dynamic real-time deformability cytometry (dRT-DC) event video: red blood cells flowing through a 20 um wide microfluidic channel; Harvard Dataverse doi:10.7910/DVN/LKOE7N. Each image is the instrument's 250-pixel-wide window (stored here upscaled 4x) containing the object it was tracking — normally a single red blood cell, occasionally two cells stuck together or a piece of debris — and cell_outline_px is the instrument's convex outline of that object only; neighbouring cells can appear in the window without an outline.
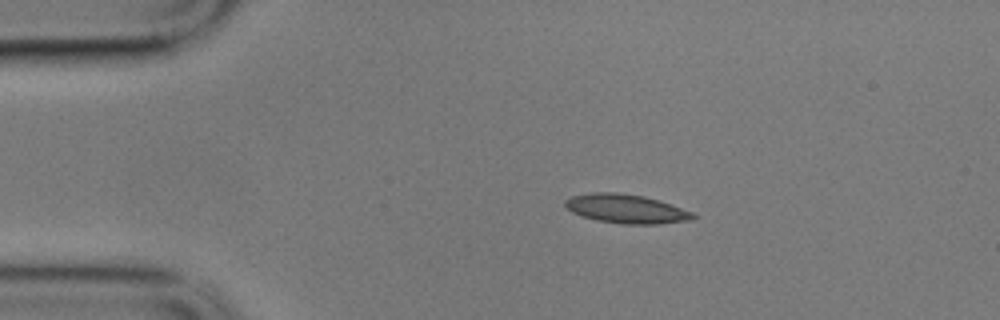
{"species": "common noctule bat (a hibernating species)", "species_latin": "Nyctalus noctula", "temperature_condition": "cold", "stored_images_in_passage": 48, "camera_frame_rate_fps": 3000, "um_per_image_px": 0.085, "animal": {"sex": "male", "body_mass_g": 17.9}, "frame": {"image": 1, "passage_image": 1, "time_ms": 0.0, "image_size_px": [1000, 320], "cell_outline_px": [[696, 216], [692, 220], [660, 224], [620, 224], [596, 220], [572, 212], [564, 204], [564, 200], [572, 196], [592, 192], [616, 192], [644, 196], [660, 200], [692, 212]], "centroid_in_image_um": [53.24, 17.75], "position_along_channel_um": 31.8, "area_um2": 21.62}}
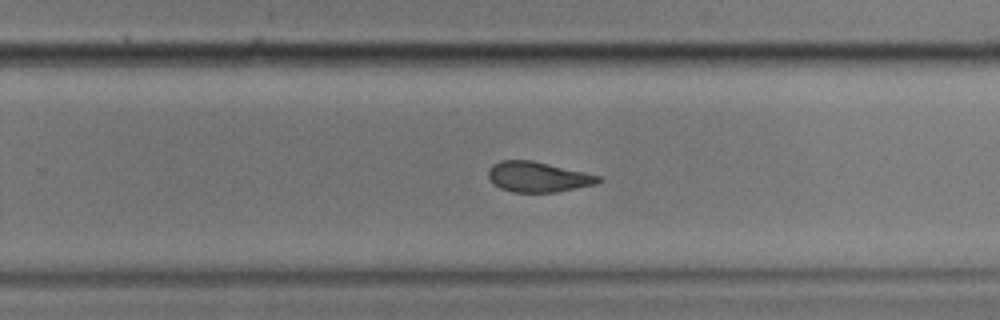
{"frame": {"image": 2, "passage_image": 27, "time_ms": 8.667, "image_size_px": [1000, 320], "cell_outline_px": [[604, 180], [596, 184], [556, 192], [512, 192], [500, 188], [488, 176], [488, 168], [492, 164], [500, 160], [532, 160], [584, 172], [600, 176]], "centroid_in_image_um": [45.73, 15.03], "position_along_channel_um": 284.1, "area_um2": 19.36}}
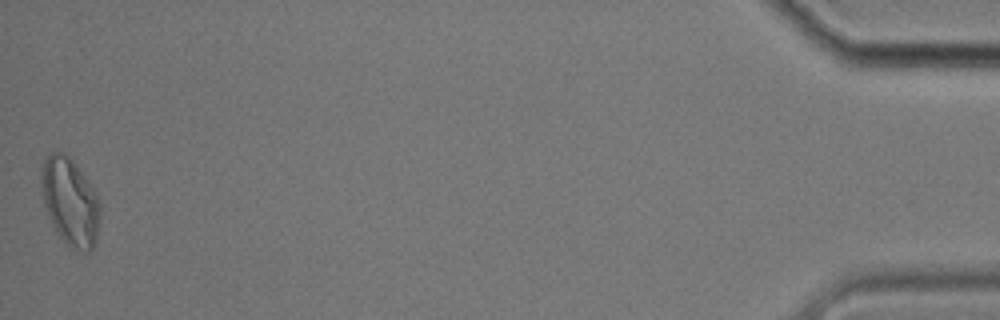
{"frame": {"image": 3, "passage_image": 48, "time_ms": 15.667, "image_size_px": [1000, 320], "cell_outline_px": [[100, 220], [96, 244], [88, 252], [80, 252], [72, 248], [56, 232], [48, 216], [44, 204], [40, 180], [40, 176], [44, 156], [52, 152], [64, 152], [72, 160], [92, 184], [100, 204]], "centroid_in_image_um": [5.97, 17.14], "position_along_channel_um": 429.2, "area_um2": 30.4}, "authors_computed_cell_mechanics": {"area_um2": 21.2126, "velocity_mm_per_s": 3.4072, "shape_relaxation_time_tau1_ms": null, "shape_relaxation_time_tau2_ms": 2.1503, "deformation_change_tau1": null, "deformation_change_tau2": 0.0821}}